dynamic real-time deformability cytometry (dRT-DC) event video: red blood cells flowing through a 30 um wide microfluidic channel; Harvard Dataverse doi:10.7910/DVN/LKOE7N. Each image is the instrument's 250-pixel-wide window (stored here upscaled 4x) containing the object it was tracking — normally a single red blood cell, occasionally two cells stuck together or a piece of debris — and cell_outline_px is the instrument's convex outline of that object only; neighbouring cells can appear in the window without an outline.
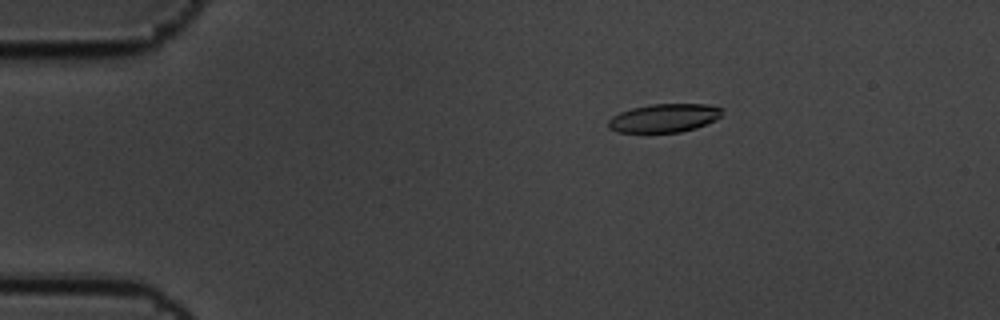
{"species": "common noctule bat (a hibernating species)", "species_latin": "Nyctalus noctula", "temperature_condition": "cold", "stored_images_in_passage": 7, "camera_frame_rate_fps": 3000, "um_per_image_px": 0.085, "animal": {"sex": "male", "body_mass_g": 19.5, "forearm_length_mm": 54.6}, "frame": {"image": 1, "passage_image": 4, "time_ms": 1.0, "image_size_px": [1000, 320], "cell_outline_px": [[724, 108], [720, 116], [716, 120], [696, 128], [680, 132], [620, 132], [608, 128], [608, 120], [612, 116], [620, 112], [632, 108], [652, 104], [708, 104]], "centroid_in_image_um": [56.48, 10.02], "position_along_channel_um": 28.5, "area_um2": 18.9}}
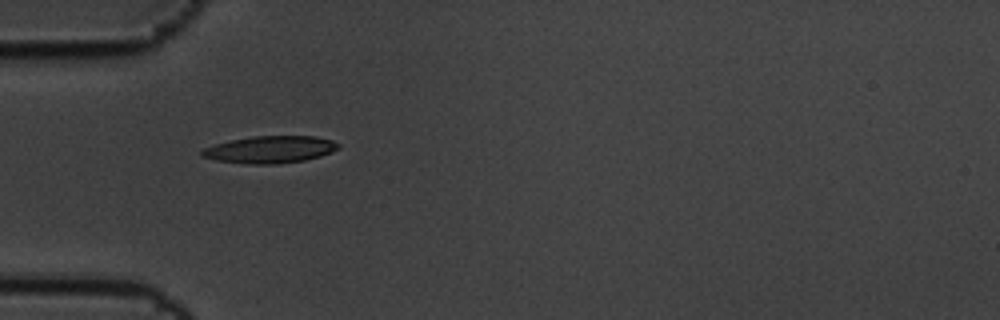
{"frame": {"image": 2, "passage_image": 6, "time_ms": 1.667, "image_size_px": [1000, 320], "cell_outline_px": [[340, 148], [332, 152], [320, 156], [304, 160], [272, 164], [248, 164], [216, 160], [200, 156], [200, 152], [204, 148], [216, 144], [232, 140], [252, 136], [316, 136], [332, 140], [340, 144]], "centroid_in_image_um": [22.97, 12.7], "position_along_channel_um": 62.0, "area_um2": 21.5}}
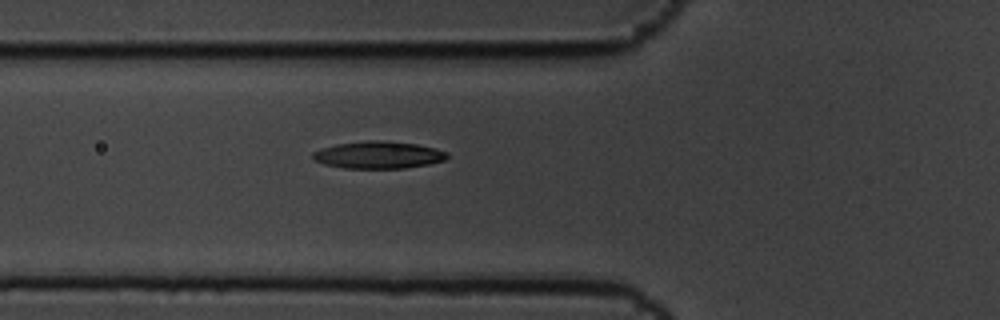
{"frame": {"image": 3, "passage_image": 7, "time_ms": 2.0, "image_size_px": [1000, 320], "cell_outline_px": [[448, 156], [444, 160], [428, 164], [404, 168], [344, 168], [324, 164], [312, 160], [312, 152], [320, 148], [336, 144], [368, 140], [380, 140], [416, 144], [436, 148], [448, 152]], "centroid_in_image_um": [32.13, 13.16], "position_along_channel_um": 93.7, "area_um2": 21.39}}